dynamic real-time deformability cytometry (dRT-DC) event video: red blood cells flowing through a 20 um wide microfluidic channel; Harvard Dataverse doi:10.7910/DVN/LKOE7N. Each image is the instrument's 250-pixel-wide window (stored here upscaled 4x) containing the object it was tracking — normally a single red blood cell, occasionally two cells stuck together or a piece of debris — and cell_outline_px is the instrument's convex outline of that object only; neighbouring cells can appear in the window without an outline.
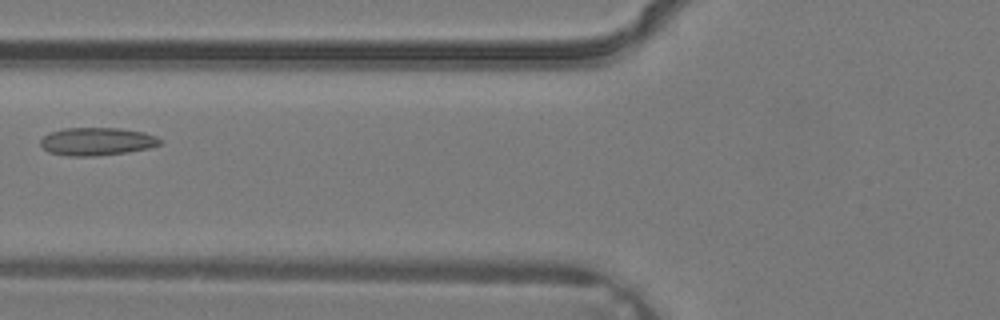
{"species": "common noctule bat (a hibernating species)", "species_latin": "Nyctalus noctula", "temperature_condition": "warm", "stored_images_in_passage": 2, "camera_frame_rate_fps": 3000, "um_per_image_px": 0.085, "animal": {"sex": "male", "body_mass_g": 19.2, "forearm_length_mm": 51.8}, "frame": {"image": 1, "passage_image": 2, "time_ms": 0.333, "image_size_px": [1000, 320], "cell_outline_px": [[164, 140], [160, 144], [148, 148], [128, 152], [96, 156], [68, 156], [48, 152], [40, 144], [40, 140], [44, 136], [52, 132], [64, 128], [120, 128], [144, 132], [156, 136]], "centroid_in_image_um": [8.26, 12.03], "position_along_channel_um": 117.5, "area_um2": 19.48}}